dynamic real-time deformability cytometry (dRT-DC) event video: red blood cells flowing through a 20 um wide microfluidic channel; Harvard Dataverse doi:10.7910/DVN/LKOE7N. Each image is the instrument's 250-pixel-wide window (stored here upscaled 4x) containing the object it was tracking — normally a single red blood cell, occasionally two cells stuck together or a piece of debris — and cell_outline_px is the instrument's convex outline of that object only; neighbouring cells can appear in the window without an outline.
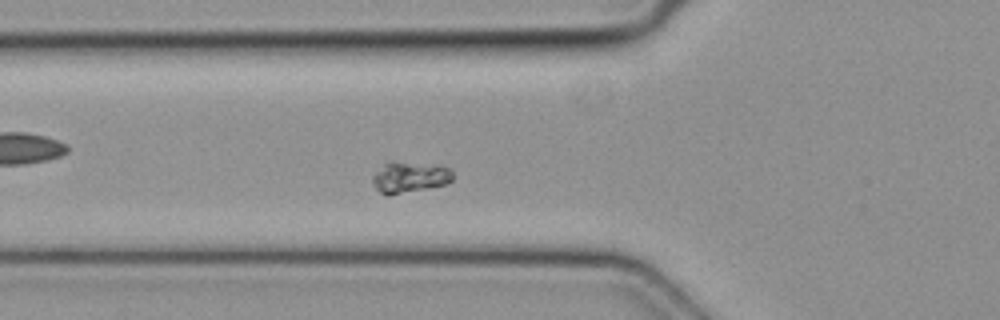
{"species": "common noctule bat (a hibernating species)", "species_latin": "Nyctalus noctula", "temperature_condition": "cold", "stored_images_in_passage": 43, "segment_of_instrument_passage": [2, 2], "camera_frame_rate_fps": 3000, "um_per_image_px": 0.085, "animal": {"sex": "female", "body_mass_g": 19.3, "forearm_length_mm": 54.1}, "frame": {"image": 1, "passage_image": 11, "time_ms": 3.333, "image_size_px": [1000, 320], "cell_outline_px": [[452, 180], [444, 184], [428, 188], [388, 196], [380, 192], [372, 184], [372, 176], [384, 164], [440, 164], [448, 168], [452, 172]], "centroid_in_image_um": [34.82, 15.1], "position_along_channel_um": 91.0, "area_um2": 13.99}}
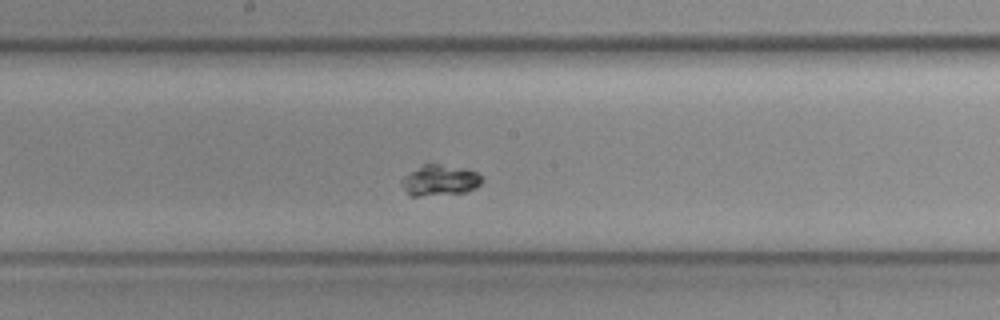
{"frame": {"image": 2, "passage_image": 20, "time_ms": 6.333, "image_size_px": [1000, 320], "cell_outline_px": [[484, 180], [476, 188], [468, 192], [416, 196], [408, 196], [400, 184], [400, 180], [404, 176], [424, 164], [436, 164], [464, 168], [476, 172]], "centroid_in_image_um": [37.37, 15.34], "position_along_channel_um": 210.8, "area_um2": 14.39}}
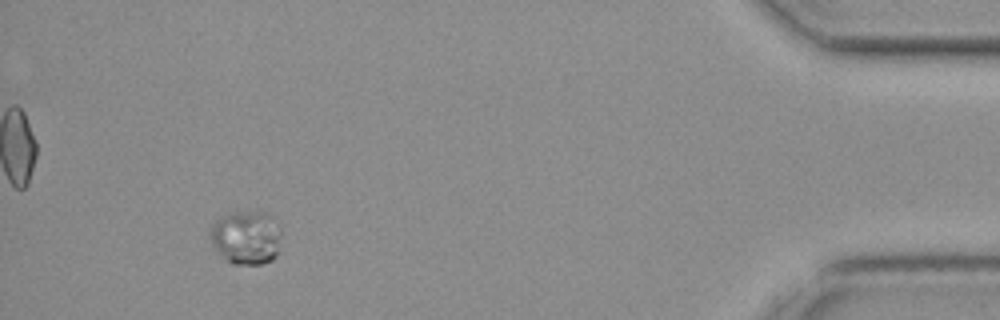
{"frame": {"image": 3, "passage_image": 40, "time_ms": 13.0, "image_size_px": [1000, 320], "cell_outline_px": [[280, 240], [276, 256], [272, 260], [260, 264], [232, 264], [212, 244], [212, 224], [216, 220], [228, 212], [268, 212], [280, 224]], "centroid_in_image_um": [20.98, 20.16], "position_along_channel_um": 414.2, "area_um2": 22.14}}